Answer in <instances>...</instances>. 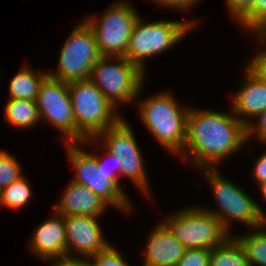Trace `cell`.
<instances>
[{
    "label": "cell",
    "instance_id": "cell-1",
    "mask_svg": "<svg viewBox=\"0 0 266 266\" xmlns=\"http://www.w3.org/2000/svg\"><path fill=\"white\" fill-rule=\"evenodd\" d=\"M247 142L246 126L233 113L189 109L186 141L179 154L198 168L216 167ZM223 160V161H222Z\"/></svg>",
    "mask_w": 266,
    "mask_h": 266
},
{
    "label": "cell",
    "instance_id": "cell-2",
    "mask_svg": "<svg viewBox=\"0 0 266 266\" xmlns=\"http://www.w3.org/2000/svg\"><path fill=\"white\" fill-rule=\"evenodd\" d=\"M174 97L163 92L140 102L139 113L152 136L168 151L180 154L186 141L189 108H181Z\"/></svg>",
    "mask_w": 266,
    "mask_h": 266
},
{
    "label": "cell",
    "instance_id": "cell-3",
    "mask_svg": "<svg viewBox=\"0 0 266 266\" xmlns=\"http://www.w3.org/2000/svg\"><path fill=\"white\" fill-rule=\"evenodd\" d=\"M68 91L77 127V144L96 138L121 119L115 114V107L90 79L69 82Z\"/></svg>",
    "mask_w": 266,
    "mask_h": 266
},
{
    "label": "cell",
    "instance_id": "cell-4",
    "mask_svg": "<svg viewBox=\"0 0 266 266\" xmlns=\"http://www.w3.org/2000/svg\"><path fill=\"white\" fill-rule=\"evenodd\" d=\"M200 169L206 173L208 183L211 184L210 187L213 189L214 196L218 202L217 205H219V210L207 209L206 211L219 219L227 233H230L229 222H231L230 220L233 221V219L251 228L253 227V229L265 224L266 214L263 209L244 190L220 176V173L218 174L213 167Z\"/></svg>",
    "mask_w": 266,
    "mask_h": 266
},
{
    "label": "cell",
    "instance_id": "cell-5",
    "mask_svg": "<svg viewBox=\"0 0 266 266\" xmlns=\"http://www.w3.org/2000/svg\"><path fill=\"white\" fill-rule=\"evenodd\" d=\"M195 20L143 23L139 16L130 35L126 58L143 72L144 59L172 48L190 31Z\"/></svg>",
    "mask_w": 266,
    "mask_h": 266
},
{
    "label": "cell",
    "instance_id": "cell-6",
    "mask_svg": "<svg viewBox=\"0 0 266 266\" xmlns=\"http://www.w3.org/2000/svg\"><path fill=\"white\" fill-rule=\"evenodd\" d=\"M110 60L116 61L112 63ZM144 73L126 57L102 56L93 66L89 79L116 107L118 101L129 103L139 96L143 88Z\"/></svg>",
    "mask_w": 266,
    "mask_h": 266
},
{
    "label": "cell",
    "instance_id": "cell-7",
    "mask_svg": "<svg viewBox=\"0 0 266 266\" xmlns=\"http://www.w3.org/2000/svg\"><path fill=\"white\" fill-rule=\"evenodd\" d=\"M164 221L163 224L186 249L212 250L230 236L219 219L204 208L188 207Z\"/></svg>",
    "mask_w": 266,
    "mask_h": 266
},
{
    "label": "cell",
    "instance_id": "cell-8",
    "mask_svg": "<svg viewBox=\"0 0 266 266\" xmlns=\"http://www.w3.org/2000/svg\"><path fill=\"white\" fill-rule=\"evenodd\" d=\"M102 57L95 35L83 21L76 25L59 56L58 70L48 76L62 82L89 79L96 62Z\"/></svg>",
    "mask_w": 266,
    "mask_h": 266
},
{
    "label": "cell",
    "instance_id": "cell-9",
    "mask_svg": "<svg viewBox=\"0 0 266 266\" xmlns=\"http://www.w3.org/2000/svg\"><path fill=\"white\" fill-rule=\"evenodd\" d=\"M112 6L99 19L88 17L85 22L92 29L102 56L126 57L130 35L139 15L127 2L119 1Z\"/></svg>",
    "mask_w": 266,
    "mask_h": 266
},
{
    "label": "cell",
    "instance_id": "cell-10",
    "mask_svg": "<svg viewBox=\"0 0 266 266\" xmlns=\"http://www.w3.org/2000/svg\"><path fill=\"white\" fill-rule=\"evenodd\" d=\"M76 144L65 143L70 162L76 170L71 180L87 186L108 205L129 212L132 204L128 202L117 176L97 169V161L92 153L85 152Z\"/></svg>",
    "mask_w": 266,
    "mask_h": 266
},
{
    "label": "cell",
    "instance_id": "cell-11",
    "mask_svg": "<svg viewBox=\"0 0 266 266\" xmlns=\"http://www.w3.org/2000/svg\"><path fill=\"white\" fill-rule=\"evenodd\" d=\"M102 139L104 148L113 153L121 163V176L125 175L133 180L146 195L149 194L148 180L140 149L135 140L134 133L125 119H120L114 126L101 132L96 138L85 139L80 144L98 143ZM99 139V140H98Z\"/></svg>",
    "mask_w": 266,
    "mask_h": 266
},
{
    "label": "cell",
    "instance_id": "cell-12",
    "mask_svg": "<svg viewBox=\"0 0 266 266\" xmlns=\"http://www.w3.org/2000/svg\"><path fill=\"white\" fill-rule=\"evenodd\" d=\"M35 102L41 120L46 118L48 123L63 133L64 143H77V127L68 83L47 76L40 85Z\"/></svg>",
    "mask_w": 266,
    "mask_h": 266
},
{
    "label": "cell",
    "instance_id": "cell-13",
    "mask_svg": "<svg viewBox=\"0 0 266 266\" xmlns=\"http://www.w3.org/2000/svg\"><path fill=\"white\" fill-rule=\"evenodd\" d=\"M63 217L66 230V259L87 260L111 245L103 237V232L96 221L99 217L85 215H66ZM73 249L80 255L82 254L83 258L79 255L78 257L70 255Z\"/></svg>",
    "mask_w": 266,
    "mask_h": 266
},
{
    "label": "cell",
    "instance_id": "cell-14",
    "mask_svg": "<svg viewBox=\"0 0 266 266\" xmlns=\"http://www.w3.org/2000/svg\"><path fill=\"white\" fill-rule=\"evenodd\" d=\"M54 213L37 226L30 248L41 259L59 262L66 260V230L63 215Z\"/></svg>",
    "mask_w": 266,
    "mask_h": 266
},
{
    "label": "cell",
    "instance_id": "cell-15",
    "mask_svg": "<svg viewBox=\"0 0 266 266\" xmlns=\"http://www.w3.org/2000/svg\"><path fill=\"white\" fill-rule=\"evenodd\" d=\"M54 212L66 215L101 216L109 206L102 198L83 184L69 182Z\"/></svg>",
    "mask_w": 266,
    "mask_h": 266
},
{
    "label": "cell",
    "instance_id": "cell-16",
    "mask_svg": "<svg viewBox=\"0 0 266 266\" xmlns=\"http://www.w3.org/2000/svg\"><path fill=\"white\" fill-rule=\"evenodd\" d=\"M244 81L233 99L231 111L247 126L251 122L249 117L255 118L266 110V84L247 66Z\"/></svg>",
    "mask_w": 266,
    "mask_h": 266
},
{
    "label": "cell",
    "instance_id": "cell-17",
    "mask_svg": "<svg viewBox=\"0 0 266 266\" xmlns=\"http://www.w3.org/2000/svg\"><path fill=\"white\" fill-rule=\"evenodd\" d=\"M185 250V246L160 222L149 235L144 266H176Z\"/></svg>",
    "mask_w": 266,
    "mask_h": 266
},
{
    "label": "cell",
    "instance_id": "cell-18",
    "mask_svg": "<svg viewBox=\"0 0 266 266\" xmlns=\"http://www.w3.org/2000/svg\"><path fill=\"white\" fill-rule=\"evenodd\" d=\"M9 84V99L35 101L39 88L48 73H35L27 64L23 66Z\"/></svg>",
    "mask_w": 266,
    "mask_h": 266
},
{
    "label": "cell",
    "instance_id": "cell-19",
    "mask_svg": "<svg viewBox=\"0 0 266 266\" xmlns=\"http://www.w3.org/2000/svg\"><path fill=\"white\" fill-rule=\"evenodd\" d=\"M5 109V122L21 129L34 126L40 121V114L35 101L9 99Z\"/></svg>",
    "mask_w": 266,
    "mask_h": 266
},
{
    "label": "cell",
    "instance_id": "cell-20",
    "mask_svg": "<svg viewBox=\"0 0 266 266\" xmlns=\"http://www.w3.org/2000/svg\"><path fill=\"white\" fill-rule=\"evenodd\" d=\"M209 266H250L239 242L230 236L210 251Z\"/></svg>",
    "mask_w": 266,
    "mask_h": 266
},
{
    "label": "cell",
    "instance_id": "cell-21",
    "mask_svg": "<svg viewBox=\"0 0 266 266\" xmlns=\"http://www.w3.org/2000/svg\"><path fill=\"white\" fill-rule=\"evenodd\" d=\"M264 230H263V229ZM257 231L235 237L244 250L250 266H266V217L265 224L257 227Z\"/></svg>",
    "mask_w": 266,
    "mask_h": 266
},
{
    "label": "cell",
    "instance_id": "cell-22",
    "mask_svg": "<svg viewBox=\"0 0 266 266\" xmlns=\"http://www.w3.org/2000/svg\"><path fill=\"white\" fill-rule=\"evenodd\" d=\"M31 195L30 184L23 175L1 190V205L16 210L28 204Z\"/></svg>",
    "mask_w": 266,
    "mask_h": 266
},
{
    "label": "cell",
    "instance_id": "cell-23",
    "mask_svg": "<svg viewBox=\"0 0 266 266\" xmlns=\"http://www.w3.org/2000/svg\"><path fill=\"white\" fill-rule=\"evenodd\" d=\"M240 23L247 32L257 34L261 44L266 45V0H254L251 12Z\"/></svg>",
    "mask_w": 266,
    "mask_h": 266
},
{
    "label": "cell",
    "instance_id": "cell-24",
    "mask_svg": "<svg viewBox=\"0 0 266 266\" xmlns=\"http://www.w3.org/2000/svg\"><path fill=\"white\" fill-rule=\"evenodd\" d=\"M6 151H0V190L22 177L20 164Z\"/></svg>",
    "mask_w": 266,
    "mask_h": 266
},
{
    "label": "cell",
    "instance_id": "cell-25",
    "mask_svg": "<svg viewBox=\"0 0 266 266\" xmlns=\"http://www.w3.org/2000/svg\"><path fill=\"white\" fill-rule=\"evenodd\" d=\"M87 262L90 266H129L112 245L106 250L89 257Z\"/></svg>",
    "mask_w": 266,
    "mask_h": 266
},
{
    "label": "cell",
    "instance_id": "cell-26",
    "mask_svg": "<svg viewBox=\"0 0 266 266\" xmlns=\"http://www.w3.org/2000/svg\"><path fill=\"white\" fill-rule=\"evenodd\" d=\"M210 249H186L176 266H209Z\"/></svg>",
    "mask_w": 266,
    "mask_h": 266
},
{
    "label": "cell",
    "instance_id": "cell-27",
    "mask_svg": "<svg viewBox=\"0 0 266 266\" xmlns=\"http://www.w3.org/2000/svg\"><path fill=\"white\" fill-rule=\"evenodd\" d=\"M253 1L254 0H226V3L232 16L240 23L251 12Z\"/></svg>",
    "mask_w": 266,
    "mask_h": 266
},
{
    "label": "cell",
    "instance_id": "cell-28",
    "mask_svg": "<svg viewBox=\"0 0 266 266\" xmlns=\"http://www.w3.org/2000/svg\"><path fill=\"white\" fill-rule=\"evenodd\" d=\"M256 118H258V122L253 125V123H248L246 126V139H250L254 134L256 137H258L259 140L266 143V110L257 115Z\"/></svg>",
    "mask_w": 266,
    "mask_h": 266
},
{
    "label": "cell",
    "instance_id": "cell-29",
    "mask_svg": "<svg viewBox=\"0 0 266 266\" xmlns=\"http://www.w3.org/2000/svg\"><path fill=\"white\" fill-rule=\"evenodd\" d=\"M104 150L106 152V157H108V161H110V163L112 162L114 166H112L113 168L111 167V165L109 167L108 163L105 164V161L107 159L105 161H102L100 157L98 158L96 154H93L97 161V169H100L104 173L114 174L115 176H117V178H119V176H121V163L119 162V158H117L113 153L109 152L106 148Z\"/></svg>",
    "mask_w": 266,
    "mask_h": 266
},
{
    "label": "cell",
    "instance_id": "cell-30",
    "mask_svg": "<svg viewBox=\"0 0 266 266\" xmlns=\"http://www.w3.org/2000/svg\"><path fill=\"white\" fill-rule=\"evenodd\" d=\"M247 67L266 84V48L253 56Z\"/></svg>",
    "mask_w": 266,
    "mask_h": 266
},
{
    "label": "cell",
    "instance_id": "cell-31",
    "mask_svg": "<svg viewBox=\"0 0 266 266\" xmlns=\"http://www.w3.org/2000/svg\"><path fill=\"white\" fill-rule=\"evenodd\" d=\"M253 167V177L254 180H256V183L259 185L266 181V152L258 158Z\"/></svg>",
    "mask_w": 266,
    "mask_h": 266
},
{
    "label": "cell",
    "instance_id": "cell-32",
    "mask_svg": "<svg viewBox=\"0 0 266 266\" xmlns=\"http://www.w3.org/2000/svg\"><path fill=\"white\" fill-rule=\"evenodd\" d=\"M155 2H159L160 6L164 7H169V8H175L178 10H189L190 7H192V5L195 3H197L200 0H154Z\"/></svg>",
    "mask_w": 266,
    "mask_h": 266
},
{
    "label": "cell",
    "instance_id": "cell-33",
    "mask_svg": "<svg viewBox=\"0 0 266 266\" xmlns=\"http://www.w3.org/2000/svg\"><path fill=\"white\" fill-rule=\"evenodd\" d=\"M53 266H90L87 260H70L66 259L64 261L54 262Z\"/></svg>",
    "mask_w": 266,
    "mask_h": 266
},
{
    "label": "cell",
    "instance_id": "cell-34",
    "mask_svg": "<svg viewBox=\"0 0 266 266\" xmlns=\"http://www.w3.org/2000/svg\"><path fill=\"white\" fill-rule=\"evenodd\" d=\"M258 187H259V189H261V193L263 194V198L266 201V181L259 184Z\"/></svg>",
    "mask_w": 266,
    "mask_h": 266
},
{
    "label": "cell",
    "instance_id": "cell-35",
    "mask_svg": "<svg viewBox=\"0 0 266 266\" xmlns=\"http://www.w3.org/2000/svg\"><path fill=\"white\" fill-rule=\"evenodd\" d=\"M0 206H1V190H0Z\"/></svg>",
    "mask_w": 266,
    "mask_h": 266
}]
</instances>
